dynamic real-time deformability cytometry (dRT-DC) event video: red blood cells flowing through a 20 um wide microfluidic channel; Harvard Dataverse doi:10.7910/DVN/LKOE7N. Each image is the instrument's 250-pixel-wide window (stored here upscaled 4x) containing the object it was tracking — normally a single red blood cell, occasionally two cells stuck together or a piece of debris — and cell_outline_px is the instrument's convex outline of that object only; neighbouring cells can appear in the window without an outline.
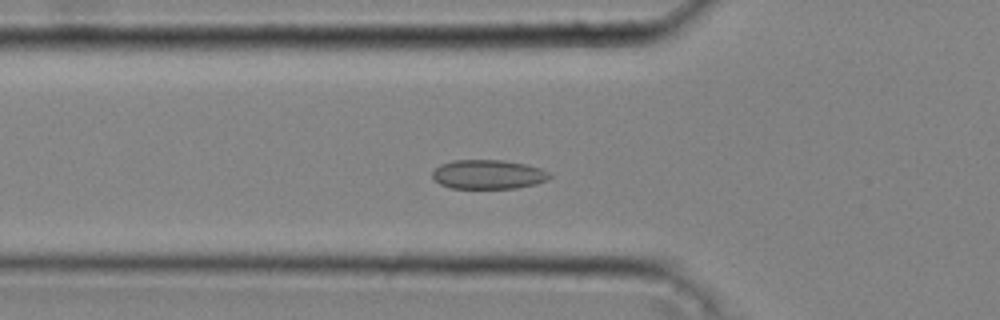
{"species": "common noctule bat (a hibernating species)", "species_latin": "Nyctalus noctula", "temperature_condition": "cold", "stored_images_in_passage": 44, "camera_frame_rate_fps": 3000, "um_per_image_px": 0.085, "animal": {"sex": "male", "body_mass_g": 20.4}, "frame": {"image": 1, "passage_image": 15, "time_ms": 4.667, "image_size_px": [1000, 320], "cell_outline_px": [[552, 176], [548, 180], [536, 184], [516, 188], [452, 188], [440, 184], [432, 176], [432, 172], [440, 164], [452, 160], [500, 160], [524, 164], [540, 168], [548, 172]], "centroid_in_image_um": [41.5, 14.82], "position_along_channel_um": 84.3, "area_um2": 19.88}}
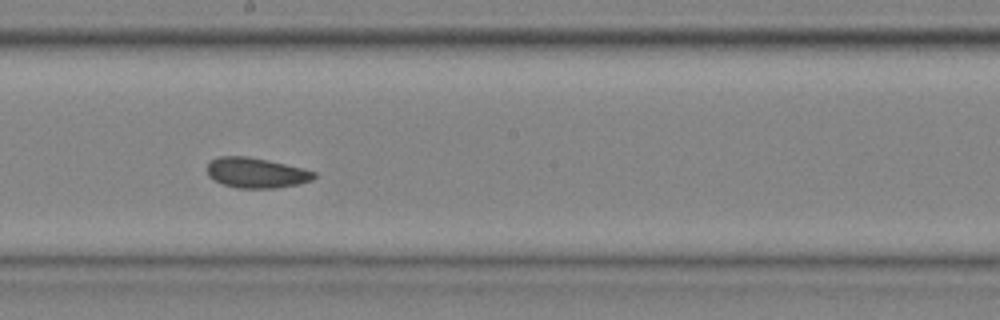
{"frame": {"image": 2, "passage_image": 25, "time_ms": 8.0, "image_size_px": [1000, 320], "cell_outline_px": [[316, 176], [312, 180], [296, 184], [276, 188], [236, 188], [224, 184], [208, 176], [208, 164], [212, 160], [220, 156], [248, 156], [268, 160], [304, 168], [316, 172]], "centroid_in_image_um": [21.8, 14.68], "position_along_channel_um": 226.4, "area_um2": 18.73}}
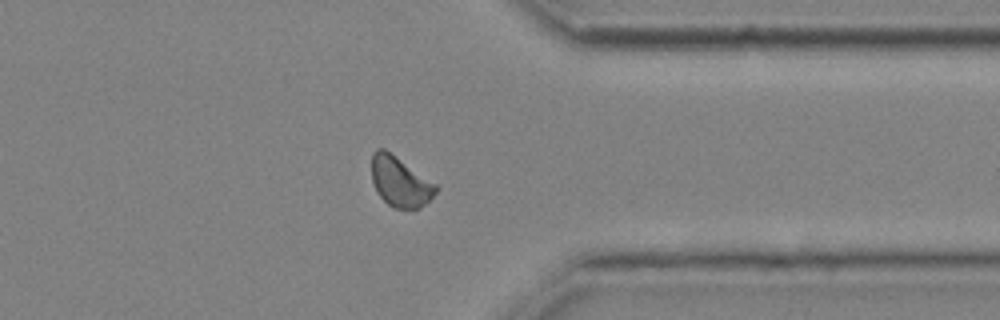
{"frame": {"image": 3, "passage_image": 36, "time_ms": 11.667, "image_size_px": [1000, 320], "cell_outline_px": [[440, 188], [420, 208], [392, 208], [376, 192], [372, 180], [372, 152], [376, 148], [384, 148], [436, 184]], "centroid_in_image_um": [33.98, 15.44], "position_along_channel_um": 377.4, "area_um2": 18.55}, "authors_computed_cell_mechanics": {"area_um2": 19.1318, "velocity_mm_per_s": 4.2732, "shape_relaxation_time_tau1_ms": null, "shape_relaxation_time_tau2_ms": 9.5847, "deformation_change_tau1": null, "deformation_change_tau2": 0.1058}}